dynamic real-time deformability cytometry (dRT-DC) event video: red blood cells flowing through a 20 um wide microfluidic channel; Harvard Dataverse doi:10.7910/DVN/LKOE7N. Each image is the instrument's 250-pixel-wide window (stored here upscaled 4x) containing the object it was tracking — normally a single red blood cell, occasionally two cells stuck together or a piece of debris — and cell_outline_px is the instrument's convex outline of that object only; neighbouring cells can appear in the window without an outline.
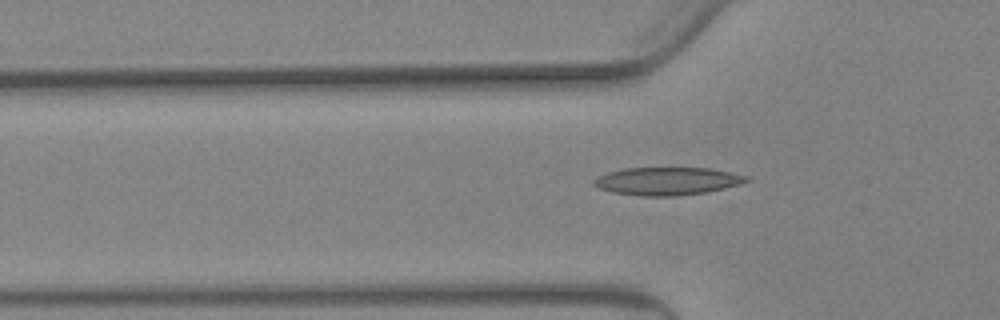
{"species": "Egyptian fruit bat (a non-hibernating species)", "species_latin": "Rousettus aegyptiacus", "temperature_condition": "warm", "stored_images_in_passage": 54, "camera_frame_rate_fps": 3000, "um_per_image_px": 0.085, "animal": {"sex": "female"}, "frame": {"image": 1, "passage_image": 13, "time_ms": 4.0, "image_size_px": [1000, 320], "cell_outline_px": [[752, 180], [740, 184], [724, 188], [704, 192], [676, 196], [640, 196], [612, 192], [600, 188], [592, 184], [592, 180], [596, 176], [608, 172], [624, 168], [712, 168], [748, 176]], "centroid_in_image_um": [56.7, 15.39], "position_along_channel_um": 69.1, "area_um2": 24.85}}
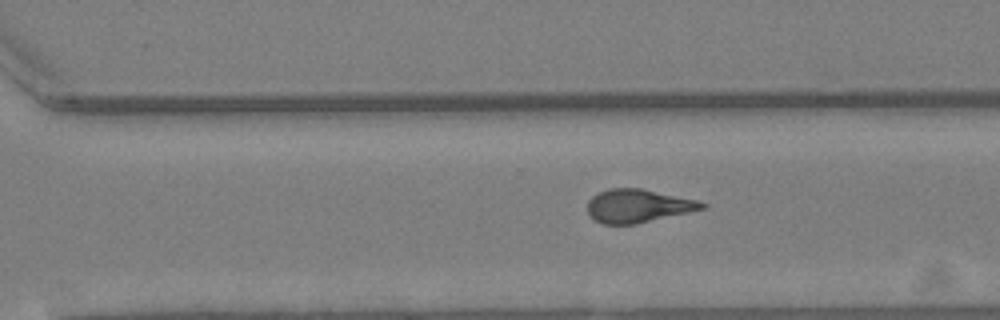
{"frame": {"image": 2, "passage_image": 35, "time_ms": 11.333, "image_size_px": [1000, 320], "cell_outline_px": [[708, 204], [704, 208], [688, 212], [636, 224], [600, 224], [588, 212], [588, 200], [592, 196], [608, 188], [640, 188], [696, 200]], "centroid_in_image_um": [54.2, 17.5], "position_along_channel_um": 316.4, "area_um2": 21.91}}
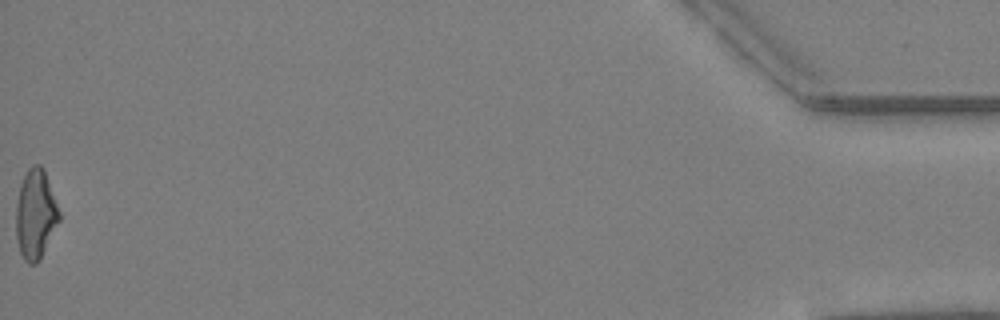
{"frame": {"image": 3, "passage_image": 54, "time_ms": 17.667, "image_size_px": [1000, 320], "cell_outline_px": [[60, 220], [40, 260], [36, 264], [28, 264], [24, 260], [20, 252], [16, 236], [16, 204], [20, 184], [28, 168], [32, 164], [40, 164], [44, 168], [60, 212]], "centroid_in_image_um": [3.02, 18.21], "position_along_channel_um": 432.2, "area_um2": 22.72}, "authors_computed_cell_mechanics": {"area_um2": 22.5131, "velocity_mm_per_s": 3.3867, "shape_relaxation_time_tau1_ms": null, "shape_relaxation_time_tau2_ms": 2.2109, "deformation_change_tau1": null, "deformation_change_tau2": 0.1049}}